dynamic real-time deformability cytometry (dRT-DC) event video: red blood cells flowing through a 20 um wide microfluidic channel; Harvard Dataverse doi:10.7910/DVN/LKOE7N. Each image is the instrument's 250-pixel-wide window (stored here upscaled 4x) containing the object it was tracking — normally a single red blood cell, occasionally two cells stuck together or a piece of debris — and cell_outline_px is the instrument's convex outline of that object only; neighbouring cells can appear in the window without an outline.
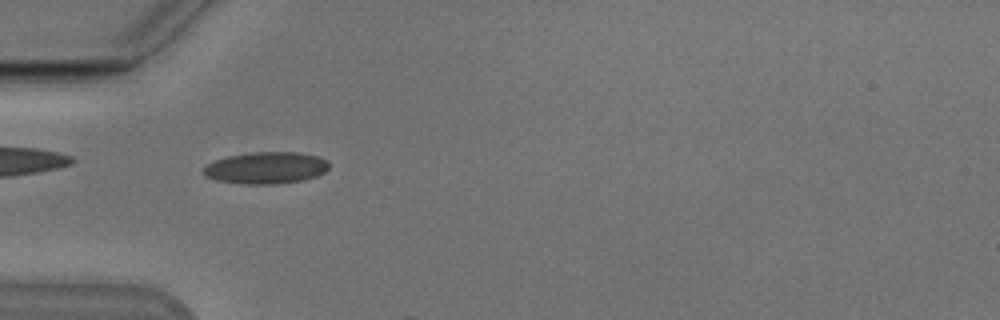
{"species": "Egyptian fruit bat (a non-hibernating species)", "species_latin": "Rousettus aegyptiacus", "temperature_condition": "cold", "stored_images_in_passage": 6, "camera_frame_rate_fps": 3000, "um_per_image_px": 0.085, "animal": {"sex": "male"}, "frame": {"image": 1, "passage_image": 5, "time_ms": 5.333, "image_size_px": [1000, 320], "cell_outline_px": [[328, 168], [324, 172], [316, 176], [304, 180], [276, 184], [240, 184], [216, 180], [208, 176], [204, 172], [204, 168], [208, 164], [216, 160], [228, 156], [252, 152], [300, 152], [316, 156], [328, 160]], "centroid_in_image_um": [22.65, 14.27], "position_along_channel_um": 62.4, "area_um2": 23.18}}